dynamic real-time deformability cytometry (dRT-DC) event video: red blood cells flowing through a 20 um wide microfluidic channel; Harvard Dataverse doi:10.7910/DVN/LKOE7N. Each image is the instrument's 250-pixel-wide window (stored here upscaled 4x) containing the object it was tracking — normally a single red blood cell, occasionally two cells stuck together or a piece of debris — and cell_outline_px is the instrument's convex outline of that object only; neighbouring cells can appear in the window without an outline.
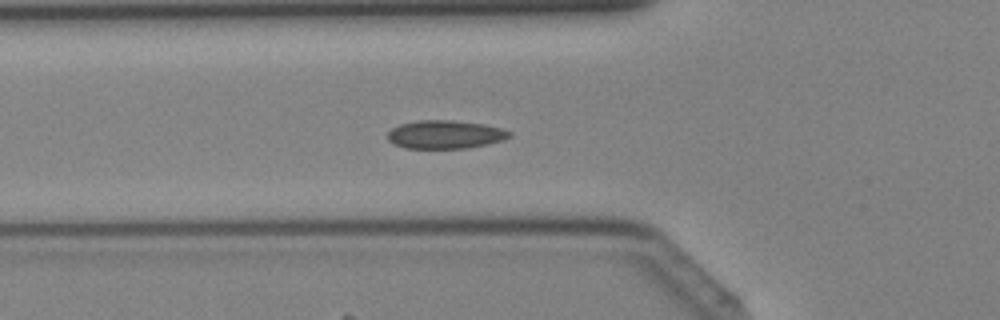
{"species": "Egyptian fruit bat (a non-hibernating species)", "species_latin": "Rousettus aegyptiacus", "temperature_condition": "cold", "stored_images_in_passage": 41, "camera_frame_rate_fps": 3000, "um_per_image_px": 0.085, "animal": {"sex": "female"}, "frame": {"image": 1, "passage_image": 15, "time_ms": 4.667, "image_size_px": [1000, 320], "cell_outline_px": [[512, 136], [504, 140], [464, 148], [404, 148], [388, 140], [388, 132], [392, 128], [400, 124], [416, 120], [452, 120], [484, 124], [500, 128], [512, 132]], "centroid_in_image_um": [37.84, 11.42], "position_along_channel_um": 88.0, "area_um2": 20.0}}
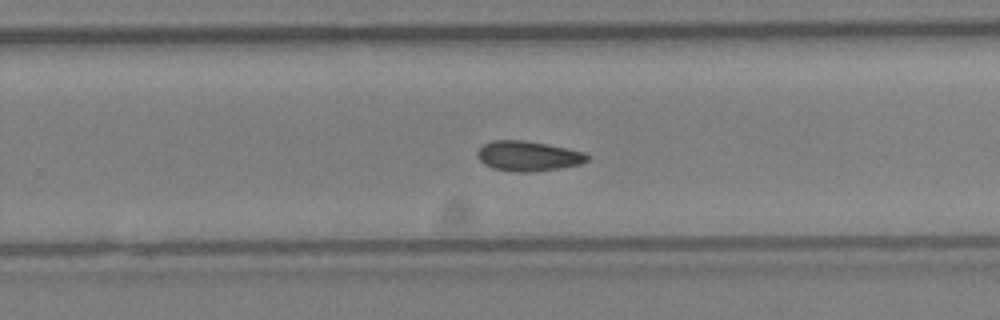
{"frame": {"image": 2, "passage_image": 27, "time_ms": 8.667, "image_size_px": [1000, 320], "cell_outline_px": [[588, 160], [580, 164], [532, 172], [512, 172], [492, 168], [484, 164], [476, 156], [476, 152], [484, 144], [492, 140], [524, 140], [548, 144], [584, 152], [588, 156]], "centroid_in_image_um": [44.84, 13.26], "position_along_channel_um": 285.0, "area_um2": 19.19}}
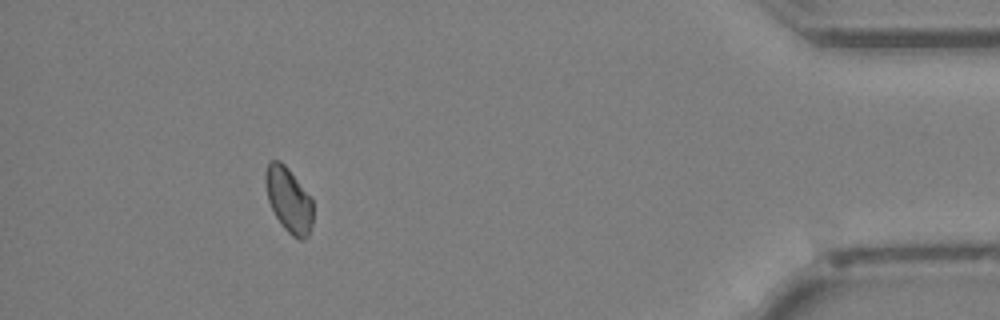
{"frame": {"image": 3, "passage_image": 38, "time_ms": 12.333, "image_size_px": [1000, 320], "cell_outline_px": [[312, 224], [308, 236], [304, 240], [300, 240], [292, 236], [280, 224], [268, 200], [264, 184], [264, 172], [268, 164], [272, 160], [280, 160], [288, 168], [312, 196]], "centroid_in_image_um": [24.54, 16.98], "position_along_channel_um": 410.7, "area_um2": 18.26}}